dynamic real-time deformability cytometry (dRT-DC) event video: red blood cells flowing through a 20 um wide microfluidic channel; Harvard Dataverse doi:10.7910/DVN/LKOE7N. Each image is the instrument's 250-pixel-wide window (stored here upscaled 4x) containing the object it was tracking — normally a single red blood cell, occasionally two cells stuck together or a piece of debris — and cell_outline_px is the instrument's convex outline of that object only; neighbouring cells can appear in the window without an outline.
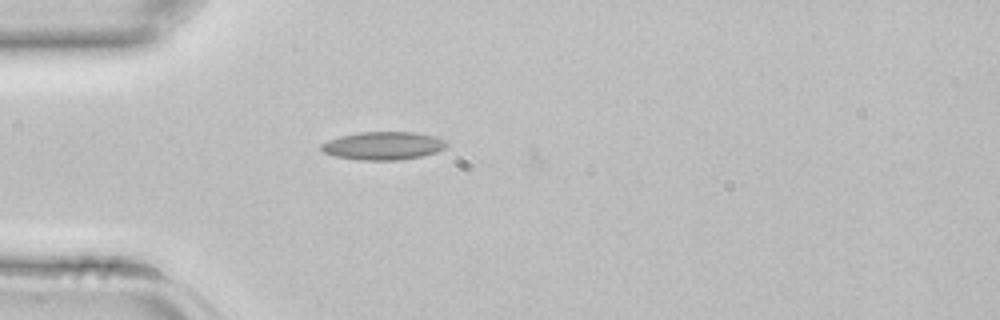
{"species": "common noctule bat (a hibernating species)", "species_latin": "Nyctalus noctula", "temperature_condition": "room temperature", "stored_images_in_passage": 4, "camera_frame_rate_fps": 3000, "um_per_image_px": 0.085, "animal": {"sex": "female", "body_mass_g": 22.7, "forearm_length_mm": 54.2}, "frame": {"image": 1, "passage_image": 1, "time_ms": 0.0, "image_size_px": [1000, 320], "cell_outline_px": [[448, 144], [444, 148], [436, 152], [420, 156], [400, 160], [360, 160], [336, 156], [324, 152], [320, 148], [320, 144], [328, 140], [340, 136], [360, 132], [416, 132], [436, 136], [444, 140]], "centroid_in_image_um": [32.58, 12.38], "position_along_channel_um": 52.4, "area_um2": 20.46}}